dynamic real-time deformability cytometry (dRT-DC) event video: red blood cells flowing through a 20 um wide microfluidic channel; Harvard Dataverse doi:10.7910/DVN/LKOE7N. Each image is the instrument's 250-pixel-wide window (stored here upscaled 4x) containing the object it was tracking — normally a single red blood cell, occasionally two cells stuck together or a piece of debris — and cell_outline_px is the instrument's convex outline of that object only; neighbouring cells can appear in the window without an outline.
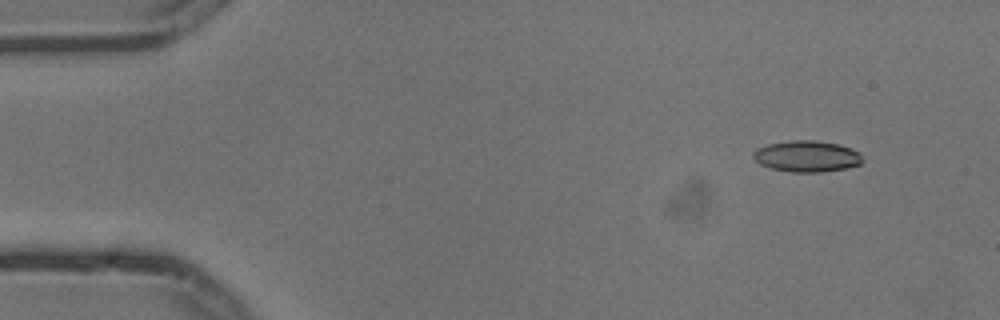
{"species": "common noctule bat (a hibernating species)", "species_latin": "Nyctalus noctula", "temperature_condition": "cold", "stored_images_in_passage": 4, "camera_frame_rate_fps": 3000, "um_per_image_px": 0.085, "animal": {"sex": "male", "body_mass_g": 13.3}, "frame": {"image": 1, "passage_image": 2, "time_ms": 0.333, "image_size_px": [1000, 320], "cell_outline_px": [[864, 160], [860, 164], [844, 168], [820, 172], [792, 172], [772, 168], [760, 164], [752, 156], [752, 152], [756, 148], [768, 144], [792, 140], [812, 140], [836, 144], [860, 152]], "centroid_in_image_um": [68.56, 13.28], "position_along_channel_um": 16.4, "area_um2": 19.71}}